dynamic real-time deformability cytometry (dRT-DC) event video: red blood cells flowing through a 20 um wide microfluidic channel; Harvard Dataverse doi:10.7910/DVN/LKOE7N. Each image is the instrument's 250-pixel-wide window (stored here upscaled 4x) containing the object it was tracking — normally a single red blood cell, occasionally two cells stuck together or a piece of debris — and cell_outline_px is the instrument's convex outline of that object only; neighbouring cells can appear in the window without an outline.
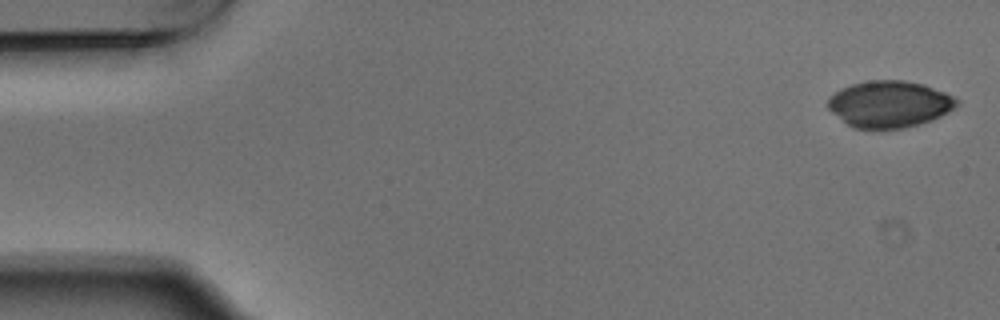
{"species": "Egyptian fruit bat (a non-hibernating species)", "species_latin": "Rousettus aegyptiacus", "temperature_condition": "warm", "stored_images_in_passage": 3, "camera_frame_rate_fps": 3000, "um_per_image_px": 0.085, "animal": {"sex": "male"}, "frame": {"image": 1, "passage_image": 1, "time_ms": 0.0, "image_size_px": [1000, 320], "cell_outline_px": [[960, 104], [948, 112], [932, 120], [904, 128], [856, 128], [848, 124], [832, 112], [828, 108], [828, 100], [840, 88], [852, 84], [868, 80], [904, 80], [924, 84], [944, 92], [960, 100]], "centroid_in_image_um": [75.63, 8.83], "position_along_channel_um": 9.4, "area_um2": 34.8}}